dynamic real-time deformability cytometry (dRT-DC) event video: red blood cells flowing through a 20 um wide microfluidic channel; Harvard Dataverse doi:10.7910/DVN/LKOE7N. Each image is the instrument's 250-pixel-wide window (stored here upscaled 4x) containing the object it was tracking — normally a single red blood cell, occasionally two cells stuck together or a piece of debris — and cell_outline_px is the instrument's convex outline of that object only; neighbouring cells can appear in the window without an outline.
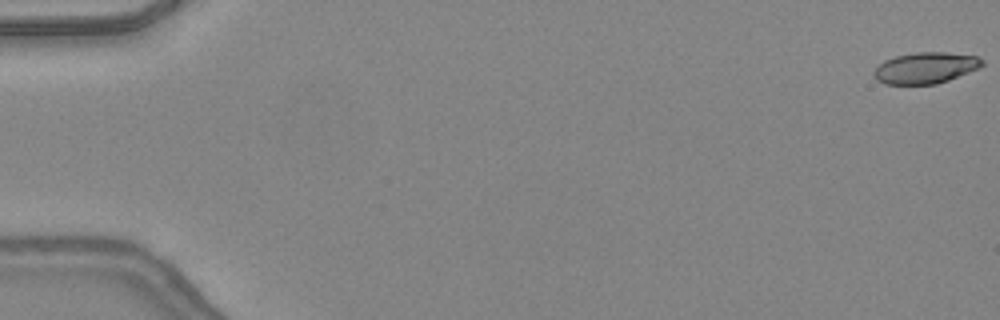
{"species": "common noctule bat (a hibernating species)", "species_latin": "Nyctalus noctula", "temperature_condition": "warm", "stored_images_in_passage": 6, "camera_frame_rate_fps": 3000, "um_per_image_px": 0.085, "animal": {"sex": "female", "body_mass_g": 24.6, "forearm_length_mm": 56.2}, "frame": {"image": 1, "passage_image": 1, "time_ms": 0.0, "image_size_px": [1000, 320], "cell_outline_px": [[984, 64], [980, 68], [948, 80], [936, 84], [884, 84], [876, 80], [872, 72], [884, 60], [896, 56], [916, 52], [944, 52], [976, 56], [984, 60]], "centroid_in_image_um": [78.67, 5.77], "position_along_channel_um": 6.3, "area_um2": 19.71}}